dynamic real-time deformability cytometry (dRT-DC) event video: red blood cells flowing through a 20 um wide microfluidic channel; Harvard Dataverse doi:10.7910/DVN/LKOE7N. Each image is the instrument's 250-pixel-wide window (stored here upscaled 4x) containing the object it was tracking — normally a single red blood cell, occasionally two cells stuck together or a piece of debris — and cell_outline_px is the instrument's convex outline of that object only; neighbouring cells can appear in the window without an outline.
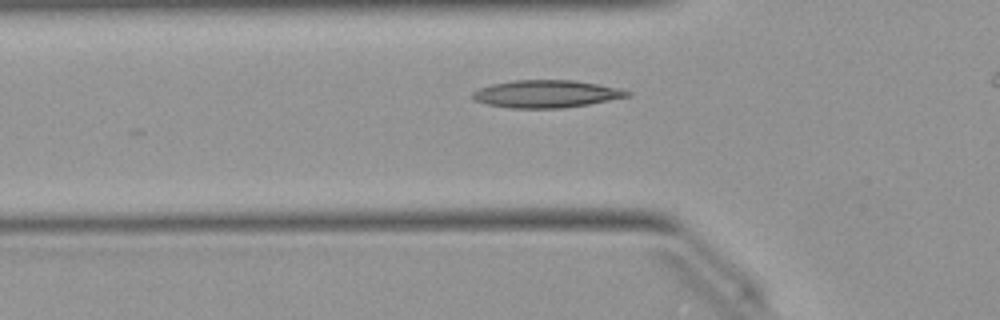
{"species": "Egyptian fruit bat (a non-hibernating species)", "species_latin": "Rousettus aegyptiacus", "temperature_condition": "warm", "stored_images_in_passage": 12, "camera_frame_rate_fps": 3000, "um_per_image_px": 0.085, "animal": {"sex": "female"}, "frame": {"image": 1, "passage_image": 8, "time_ms": 2.333, "image_size_px": [1000, 320], "cell_outline_px": [[632, 96], [588, 104], [564, 108], [508, 108], [488, 104], [476, 100], [472, 96], [472, 92], [480, 88], [492, 84], [516, 80], [576, 80], [620, 88], [632, 92]], "centroid_in_image_um": [46.49, 7.98], "position_along_channel_um": 79.3, "area_um2": 24.8}}
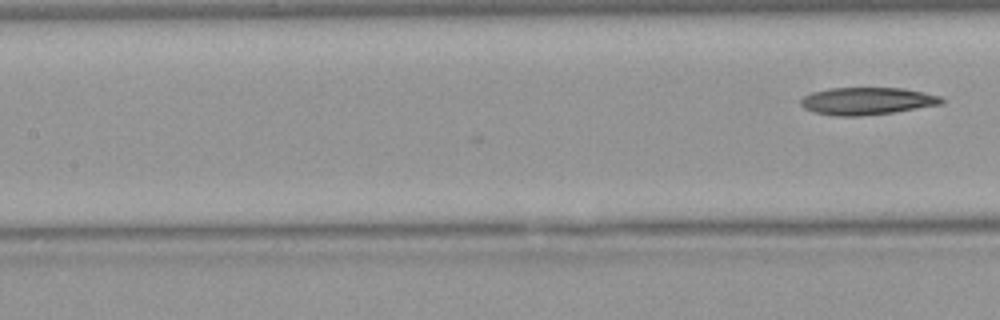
{"frame": {"image": 2, "passage_image": 12, "time_ms": 3.667, "image_size_px": [1000, 320], "cell_outline_px": [[948, 100], [944, 104], [896, 112], [860, 116], [836, 116], [812, 112], [804, 108], [800, 104], [800, 100], [804, 96], [812, 92], [828, 88], [904, 88], [924, 92], [940, 96]], "centroid_in_image_um": [73.74, 8.59], "position_along_channel_um": 133.7, "area_um2": 22.83}}